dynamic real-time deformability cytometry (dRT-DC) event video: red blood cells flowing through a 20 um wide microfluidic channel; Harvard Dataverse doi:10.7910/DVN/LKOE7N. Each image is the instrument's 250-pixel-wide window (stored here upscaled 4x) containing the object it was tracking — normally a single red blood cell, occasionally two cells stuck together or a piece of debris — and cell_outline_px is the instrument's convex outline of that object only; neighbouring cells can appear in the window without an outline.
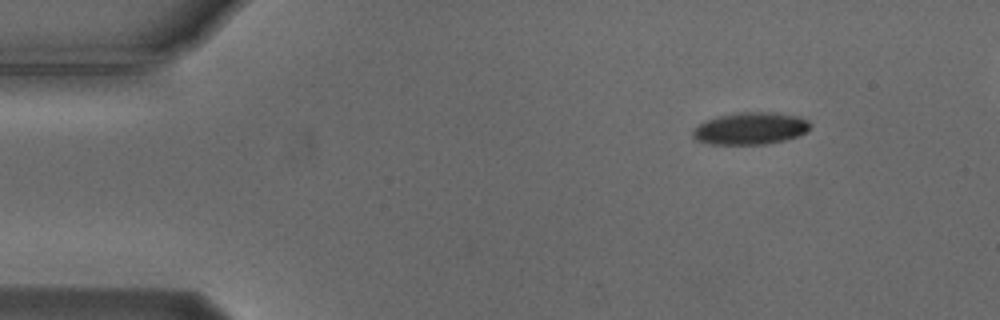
{"species": "Egyptian fruit bat (a non-hibernating species)", "species_latin": "Rousettus aegyptiacus", "temperature_condition": "cold", "stored_images_in_passage": 48, "camera_frame_rate_fps": 3000, "um_per_image_px": 0.085, "animal": {"sex": "male"}, "frame": {"image": 1, "passage_image": 1, "time_ms": 0.0, "image_size_px": [1000, 320], "cell_outline_px": [[812, 124], [808, 132], [784, 140], [764, 144], [712, 144], [696, 140], [692, 136], [692, 128], [708, 120], [720, 116], [748, 112], [768, 112], [796, 116], [808, 120]], "centroid_in_image_um": [63.8, 10.93], "position_along_channel_um": 21.2, "area_um2": 21.68}}
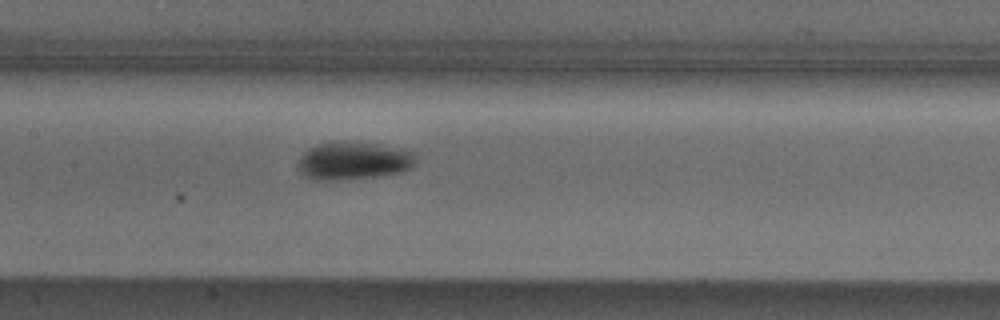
{"frame": {"image": 2, "passage_image": 20, "time_ms": 6.333, "image_size_px": [1000, 320], "cell_outline_px": [[416, 164], [412, 168], [404, 172], [380, 176], [348, 180], [308, 180], [296, 168], [296, 164], [300, 156], [308, 148], [316, 144], [380, 144], [416, 152]], "centroid_in_image_um": [30.05, 13.73], "position_along_channel_um": 177.3, "area_um2": 26.13}}
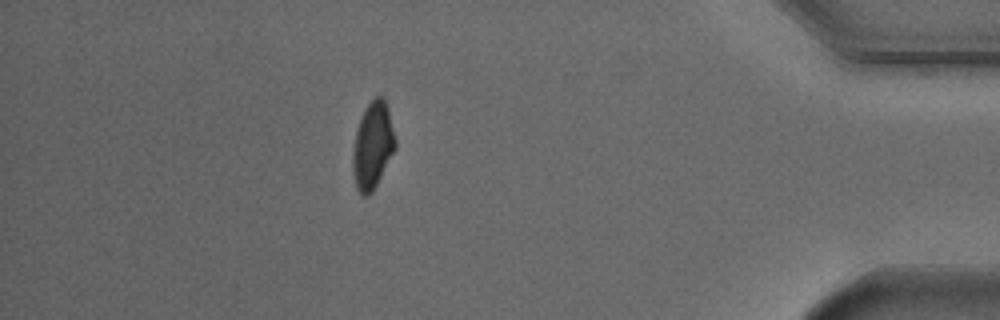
{"frame": {"image": 3, "passage_image": 42, "time_ms": 13.667, "image_size_px": [1000, 320], "cell_outline_px": [[396, 148], [372, 192], [368, 196], [364, 196], [356, 188], [352, 168], [352, 156], [356, 132], [364, 108], [376, 96], [384, 96], [388, 108], [396, 140]], "centroid_in_image_um": [31.68, 12.36], "position_along_channel_um": 403.5, "area_um2": 21.39}, "authors_computed_cell_mechanics": {"area_um2": 22.9466, "velocity_mm_per_s": 3.7409, "shape_relaxation_time_tau1_ms": 2.7217, "shape_relaxation_time_tau2_ms": 8.7109, "deformation_change_tau1": 0.1191, "deformation_change_tau2": 0.1092}}